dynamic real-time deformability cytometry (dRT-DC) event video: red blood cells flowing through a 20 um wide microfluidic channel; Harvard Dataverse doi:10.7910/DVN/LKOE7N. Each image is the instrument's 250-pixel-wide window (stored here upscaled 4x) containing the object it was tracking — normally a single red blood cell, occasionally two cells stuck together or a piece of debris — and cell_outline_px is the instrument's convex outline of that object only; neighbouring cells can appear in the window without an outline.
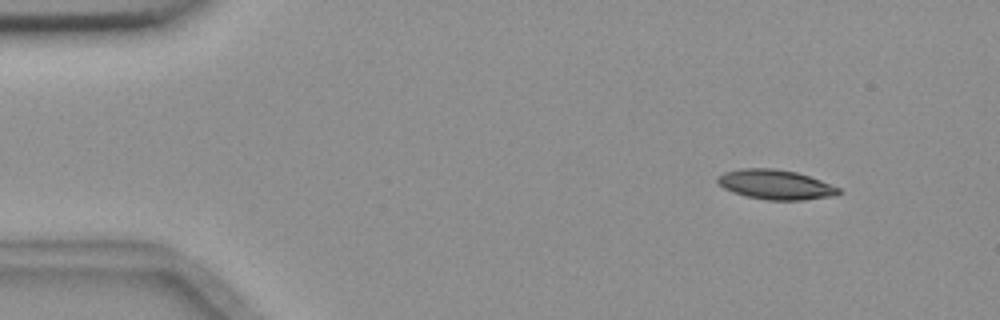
{"species": "common noctule bat (a hibernating species)", "species_latin": "Nyctalus noctula", "temperature_condition": "room temperature", "stored_images_in_passage": 4, "camera_frame_rate_fps": 3000, "um_per_image_px": 0.085, "animal": {"sex": "female", "body_mass_g": 18.4}, "frame": {"image": 1, "passage_image": 2, "time_ms": 1.333, "image_size_px": [1000, 320], "cell_outline_px": [[844, 192], [836, 196], [804, 200], [768, 200], [748, 196], [732, 192], [724, 188], [716, 180], [716, 176], [724, 172], [740, 168], [772, 168], [796, 172], [820, 180], [840, 188]], "centroid_in_image_um": [65.94, 15.69], "position_along_channel_um": 19.1, "area_um2": 21.04}}
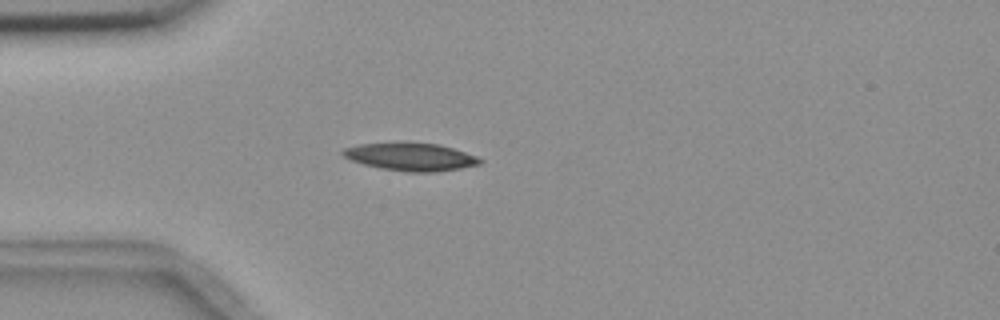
{"frame": {"image": 2, "passage_image": 4, "time_ms": 4.333, "image_size_px": [1000, 320], "cell_outline_px": [[484, 160], [480, 164], [460, 168], [436, 172], [408, 172], [380, 168], [364, 164], [352, 160], [344, 156], [340, 152], [344, 148], [360, 144], [440, 144], [476, 156]], "centroid_in_image_um": [34.93, 13.36], "position_along_channel_um": 50.1, "area_um2": 21.56}}